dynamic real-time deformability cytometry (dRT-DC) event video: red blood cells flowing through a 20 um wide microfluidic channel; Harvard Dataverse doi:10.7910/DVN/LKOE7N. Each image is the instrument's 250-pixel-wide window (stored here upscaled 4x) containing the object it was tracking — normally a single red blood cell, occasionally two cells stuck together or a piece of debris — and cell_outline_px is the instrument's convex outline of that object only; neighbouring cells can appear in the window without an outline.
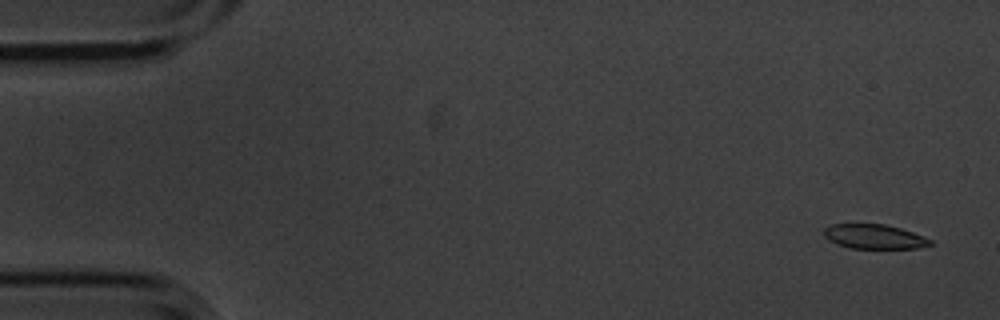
{"species": "common noctule bat (a hibernating species)", "species_latin": "Nyctalus noctula", "temperature_condition": "cold", "stored_images_in_passage": 3, "camera_frame_rate_fps": 3000, "um_per_image_px": 0.085, "animal": {"sex": "male", "body_mass_g": 20.1, "forearm_length_mm": 53.5}, "frame": {"image": 1, "passage_image": 1, "time_ms": 0.0, "image_size_px": [1000, 320], "cell_outline_px": [[932, 244], [916, 248], [848, 248], [836, 244], [828, 240], [824, 236], [824, 228], [828, 224], [884, 224], [900, 228], [924, 236], [932, 240]], "centroid_in_image_um": [74.27, 20.11], "position_along_channel_um": 10.7, "area_um2": 15.2}}